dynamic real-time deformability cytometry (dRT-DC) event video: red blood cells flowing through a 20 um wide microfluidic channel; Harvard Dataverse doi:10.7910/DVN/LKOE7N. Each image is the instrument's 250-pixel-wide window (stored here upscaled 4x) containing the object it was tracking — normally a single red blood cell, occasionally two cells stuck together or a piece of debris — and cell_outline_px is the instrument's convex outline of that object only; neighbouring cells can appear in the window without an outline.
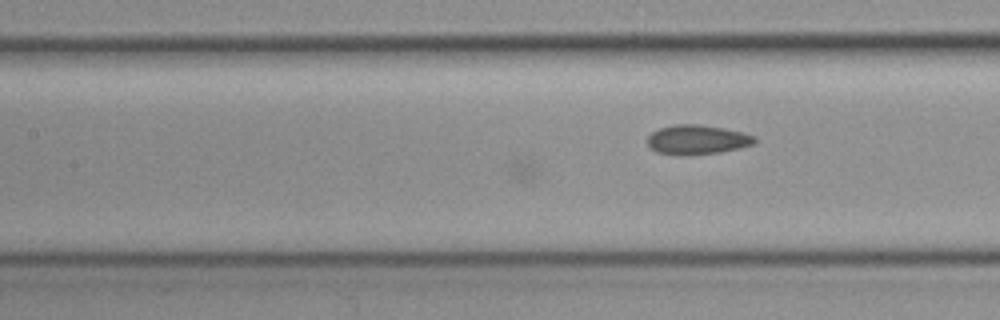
{"species": "common noctule bat (a hibernating species)", "species_latin": "Nyctalus noctula", "temperature_condition": "cold", "stored_images_in_passage": 39, "camera_frame_rate_fps": 3000, "um_per_image_px": 0.085, "animal": {"sex": "female", "body_mass_g": 19.3, "forearm_length_mm": 54.1}, "frame": {"image": 1, "passage_image": 39, "time_ms": 12.667, "image_size_px": [1000, 320], "cell_outline_px": [[756, 140], [752, 144], [740, 148], [720, 152], [656, 152], [648, 144], [648, 136], [652, 132], [660, 128], [672, 124], [700, 124], [724, 128], [744, 132], [756, 136]], "centroid_in_image_um": [59.32, 11.81], "position_along_channel_um": 148.1, "area_um2": 17.63}}